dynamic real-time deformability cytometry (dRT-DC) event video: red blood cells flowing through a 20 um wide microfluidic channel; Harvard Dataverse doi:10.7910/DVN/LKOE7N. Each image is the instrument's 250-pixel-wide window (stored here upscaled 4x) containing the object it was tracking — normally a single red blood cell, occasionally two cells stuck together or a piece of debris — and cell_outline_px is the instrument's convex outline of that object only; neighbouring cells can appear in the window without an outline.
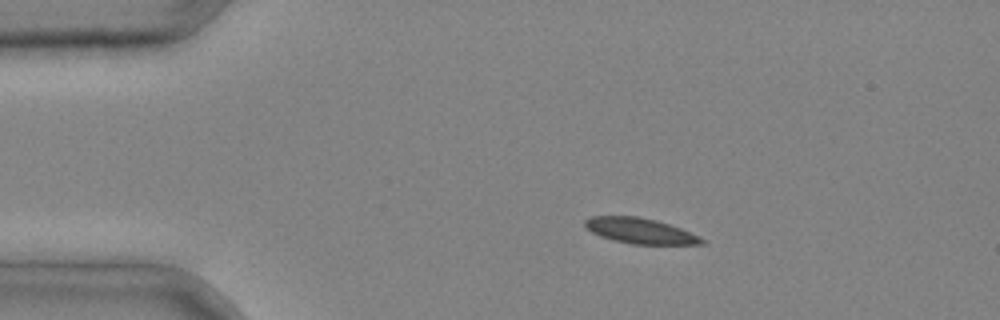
{"species": "common noctule bat (a hibernating species)", "species_latin": "Nyctalus noctula", "temperature_condition": "cold", "stored_images_in_passage": 2, "camera_frame_rate_fps": 3000, "um_per_image_px": 0.085, "animal": {"sex": "male", "body_mass_g": 20.4}, "frame": {"image": 1, "passage_image": 1, "time_ms": 0.0, "image_size_px": [1000, 320], "cell_outline_px": [[708, 244], [632, 244], [612, 240], [600, 236], [592, 232], [584, 224], [584, 220], [592, 216], [636, 216], [656, 220], [680, 228], [700, 236]], "centroid_in_image_um": [54.42, 19.62], "position_along_channel_um": 30.6, "area_um2": 17.28}}